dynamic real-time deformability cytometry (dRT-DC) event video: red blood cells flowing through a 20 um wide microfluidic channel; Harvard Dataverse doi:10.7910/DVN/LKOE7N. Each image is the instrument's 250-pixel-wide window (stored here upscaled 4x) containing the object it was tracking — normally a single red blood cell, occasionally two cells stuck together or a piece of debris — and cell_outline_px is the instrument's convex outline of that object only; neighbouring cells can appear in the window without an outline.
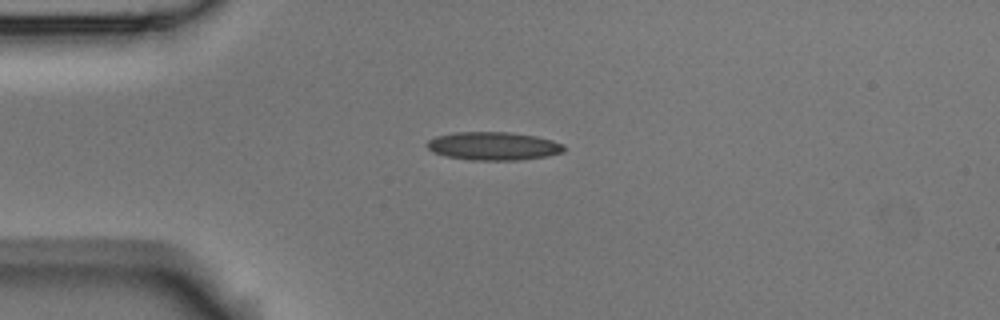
{"species": "Egyptian fruit bat (a non-hibernating species)", "species_latin": "Rousettus aegyptiacus", "temperature_condition": "room temperature", "stored_images_in_passage": 3, "camera_frame_rate_fps": 3000, "um_per_image_px": 0.085, "animal": {"sex": "male"}, "frame": {"image": 1, "passage_image": 1, "time_ms": 0.0, "image_size_px": [1000, 320], "cell_outline_px": [[564, 152], [548, 156], [520, 160], [468, 160], [448, 156], [432, 152], [428, 148], [428, 140], [436, 136], [456, 132], [508, 132], [536, 136], [552, 140], [564, 144]], "centroid_in_image_um": [41.97, 12.42], "position_along_channel_um": 43.0, "area_um2": 22.54}}
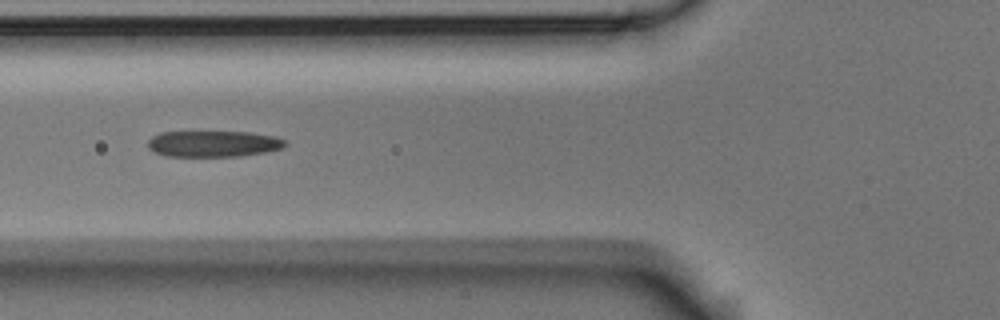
{"frame": {"image": 2, "passage_image": 3, "time_ms": 2.333, "image_size_px": [1000, 320], "cell_outline_px": [[284, 144], [280, 148], [264, 152], [240, 156], [164, 156], [148, 148], [148, 140], [152, 136], [160, 132], [248, 132], [272, 136], [284, 140]], "centroid_in_image_um": [18.05, 12.22], "position_along_channel_um": 107.7, "area_um2": 20.63}}